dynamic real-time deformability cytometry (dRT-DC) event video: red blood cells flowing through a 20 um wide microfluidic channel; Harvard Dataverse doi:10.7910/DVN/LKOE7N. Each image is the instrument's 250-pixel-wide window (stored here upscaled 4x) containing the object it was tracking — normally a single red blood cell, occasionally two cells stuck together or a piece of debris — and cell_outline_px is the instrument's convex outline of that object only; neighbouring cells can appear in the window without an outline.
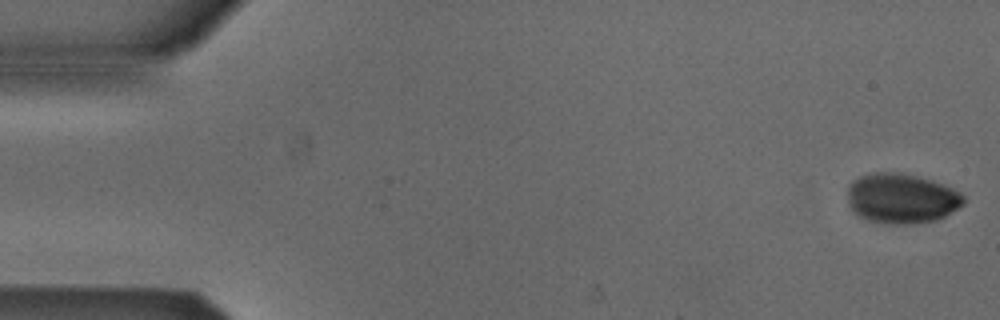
{"species": "Egyptian fruit bat (a non-hibernating species)", "species_latin": "Rousettus aegyptiacus", "temperature_condition": "cold", "stored_images_in_passage": 52, "camera_frame_rate_fps": 3000, "um_per_image_px": 0.085, "animal": {"sex": "male"}, "frame": {"image": 1, "passage_image": 1, "time_ms": 0.0, "image_size_px": [1000, 320], "cell_outline_px": [[964, 204], [944, 216], [936, 220], [904, 224], [896, 224], [868, 220], [860, 216], [848, 204], [848, 184], [852, 180], [860, 176], [872, 172], [896, 172], [916, 176], [932, 180], [952, 188], [960, 192], [964, 196]], "centroid_in_image_um": [76.62, 16.84], "position_along_channel_um": 8.4, "area_um2": 33.58}}
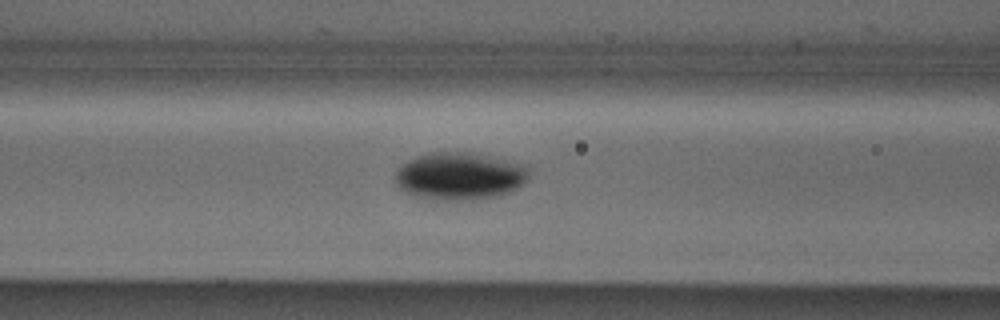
{"frame": {"image": 2, "passage_image": 21, "time_ms": 6.667, "image_size_px": [1000, 320], "cell_outline_px": [[528, 180], [524, 184], [512, 192], [500, 196], [476, 200], [432, 200], [416, 196], [400, 188], [396, 184], [396, 172], [408, 160], [428, 152], [476, 152], [524, 164], [528, 168]], "centroid_in_image_um": [39.13, 14.97], "position_along_channel_um": 127.5, "area_um2": 37.51}}
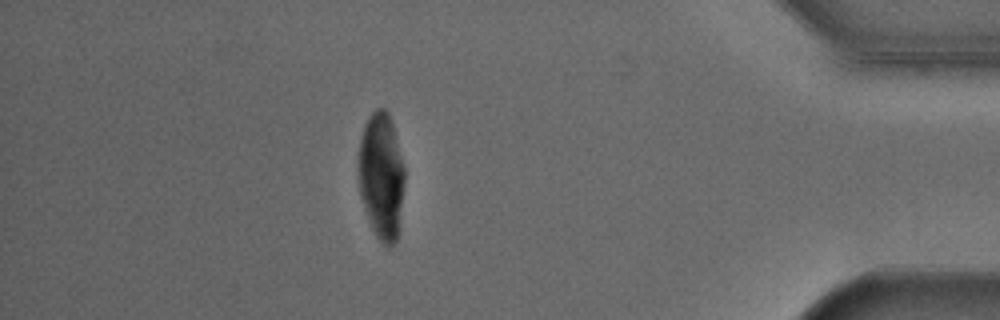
{"frame": {"image": 3, "passage_image": 46, "time_ms": 15.0, "image_size_px": [1000, 320], "cell_outline_px": [[404, 188], [400, 232], [396, 244], [388, 248], [376, 236], [372, 228], [360, 196], [356, 168], [356, 160], [360, 140], [364, 124], [368, 116], [376, 108], [384, 108], [388, 112], [392, 124], [404, 164]], "centroid_in_image_um": [32.41, 15.0], "position_along_channel_um": 402.8, "area_um2": 35.08}}